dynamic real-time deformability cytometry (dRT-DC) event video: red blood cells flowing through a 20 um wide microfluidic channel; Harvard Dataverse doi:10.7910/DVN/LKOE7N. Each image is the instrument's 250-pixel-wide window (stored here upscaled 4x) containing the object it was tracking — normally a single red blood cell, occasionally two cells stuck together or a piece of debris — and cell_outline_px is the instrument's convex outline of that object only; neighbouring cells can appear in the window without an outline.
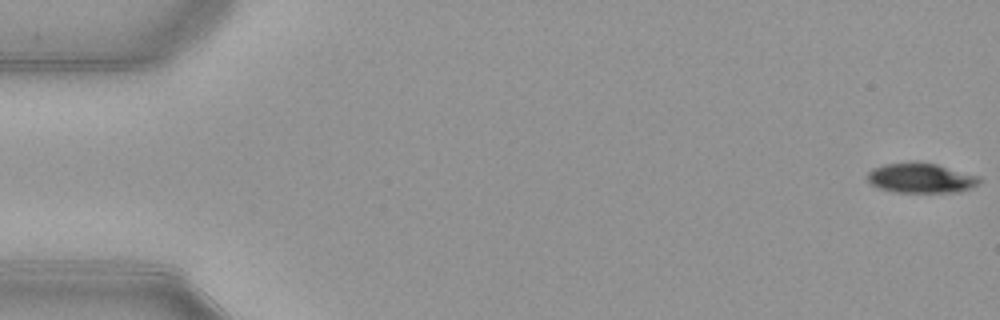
{"species": "common noctule bat (a hibernating species)", "species_latin": "Nyctalus noctula", "temperature_condition": "warm", "stored_images_in_passage": 48, "camera_frame_rate_fps": 3000, "um_per_image_px": 0.085, "animal": {"sex": "female", "body_mass_g": 21.9}, "frame": {"image": 1, "passage_image": 1, "time_ms": 0.0, "image_size_px": [1000, 320], "cell_outline_px": [[980, 184], [956, 192], [892, 192], [876, 188], [868, 180], [868, 172], [872, 168], [884, 164], [912, 160], [916, 160], [936, 164], [980, 176]], "centroid_in_image_um": [78.24, 15.11], "position_along_channel_um": 6.8, "area_um2": 19.83}}
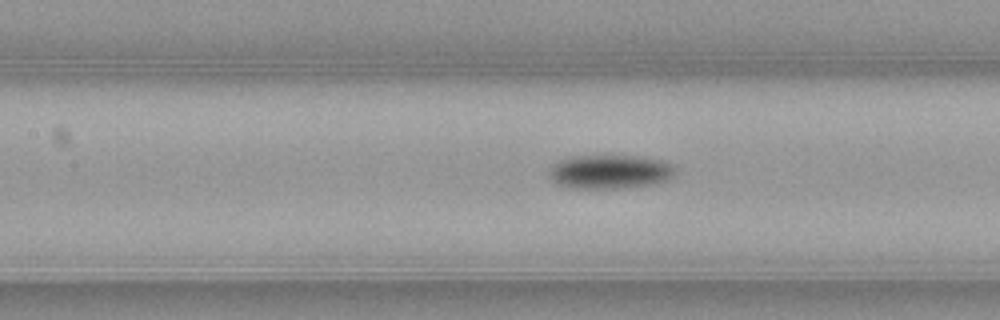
{"frame": {"image": 2, "passage_image": 24, "time_ms": 7.667, "image_size_px": [1000, 320], "cell_outline_px": [[676, 176], [668, 180], [648, 184], [620, 188], [572, 188], [556, 184], [548, 176], [548, 172], [560, 160], [572, 156], [644, 156], [664, 160], [672, 164], [676, 168]], "centroid_in_image_um": [51.89, 14.59], "position_along_channel_um": 155.5, "area_um2": 25.09}}
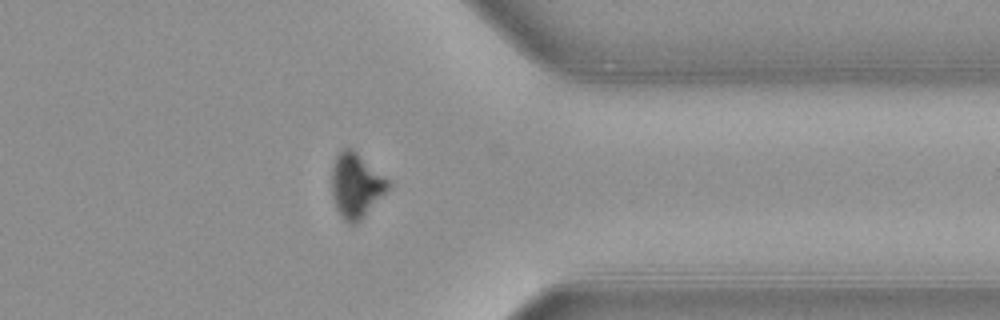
{"frame": {"image": 3, "passage_image": 42, "time_ms": 13.667, "image_size_px": [1000, 320], "cell_outline_px": [[388, 188], [360, 220], [356, 224], [348, 224], [340, 216], [332, 200], [332, 164], [336, 156], [344, 148], [352, 148], [388, 180]], "centroid_in_image_um": [30.2, 15.77], "position_along_channel_um": 381.2, "area_um2": 20.75}}